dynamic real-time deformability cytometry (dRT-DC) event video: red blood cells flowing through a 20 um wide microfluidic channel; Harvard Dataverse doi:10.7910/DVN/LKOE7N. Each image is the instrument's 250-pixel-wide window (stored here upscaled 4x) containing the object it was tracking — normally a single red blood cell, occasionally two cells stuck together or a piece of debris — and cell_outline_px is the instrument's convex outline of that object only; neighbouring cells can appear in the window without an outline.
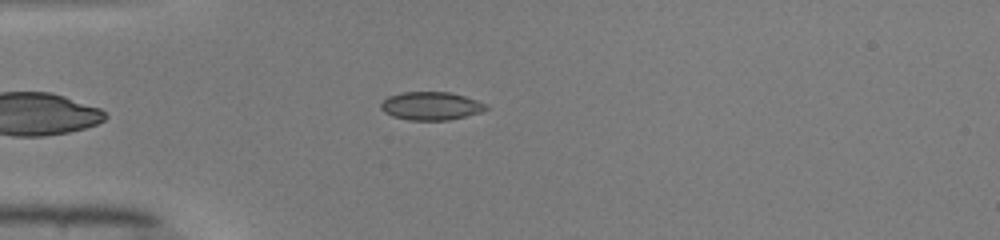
{"species": "common noctule bat (a hibernating species)", "species_latin": "Nyctalus noctula", "temperature_condition": "warm", "stored_images_in_passage": 34, "camera_frame_rate_fps": 3000, "um_per_image_px": 0.085, "animal": {"sex": "male", "body_mass_g": 19.0, "forearm_length_mm": 50.8}, "frame": {"image": 1, "passage_image": 1, "time_ms": 0.0, "image_size_px": [1000, 240], "cell_outline_px": [[488, 108], [480, 112], [448, 120], [408, 120], [392, 116], [384, 112], [380, 108], [380, 104], [388, 96], [400, 92], [448, 92], [464, 96], [488, 104]], "centroid_in_image_um": [36.6, 9.0], "position_along_channel_um": 48.4, "area_um2": 17.22}}
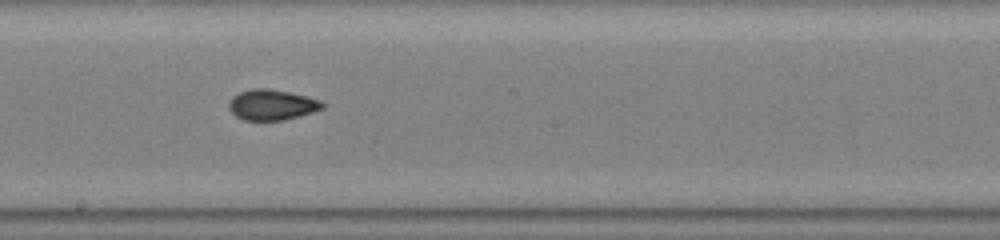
{"frame": {"image": 2, "passage_image": 15, "time_ms": 4.667, "image_size_px": [1000, 240], "cell_outline_px": [[324, 108], [300, 116], [284, 120], [244, 120], [236, 116], [228, 108], [228, 104], [232, 96], [240, 92], [252, 88], [268, 88], [288, 92], [320, 100], [324, 104]], "centroid_in_image_um": [23.08, 8.91], "position_along_channel_um": 225.1, "area_um2": 16.59}}
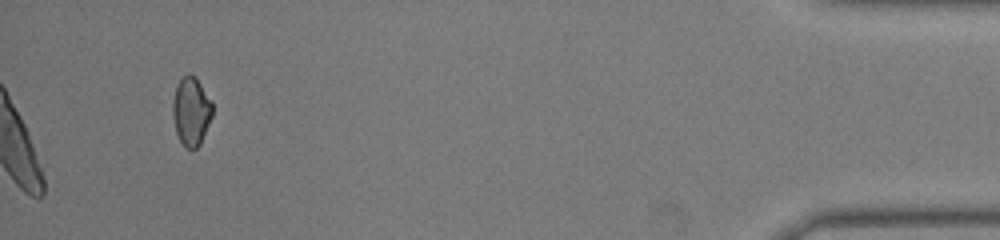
{"frame": {"image": 3, "passage_image": 34, "time_ms": 11.0, "image_size_px": [1000, 240], "cell_outline_px": [[212, 116], [200, 144], [196, 148], [184, 148], [176, 132], [172, 112], [172, 104], [176, 84], [188, 72], [196, 76], [212, 100]], "centroid_in_image_um": [16.25, 9.42], "position_along_channel_um": 418.9, "area_um2": 16.01}, "authors_computed_cell_mechanics": {"area_um2": 16.8487, "velocity_mm_per_s": 4.1441, "shape_relaxation_time_tau1_ms": 6.5258, "shape_relaxation_time_tau2_ms": 1.0524, "deformation_change_tau1": 0.1595, "deformation_change_tau2": 0.0449}}